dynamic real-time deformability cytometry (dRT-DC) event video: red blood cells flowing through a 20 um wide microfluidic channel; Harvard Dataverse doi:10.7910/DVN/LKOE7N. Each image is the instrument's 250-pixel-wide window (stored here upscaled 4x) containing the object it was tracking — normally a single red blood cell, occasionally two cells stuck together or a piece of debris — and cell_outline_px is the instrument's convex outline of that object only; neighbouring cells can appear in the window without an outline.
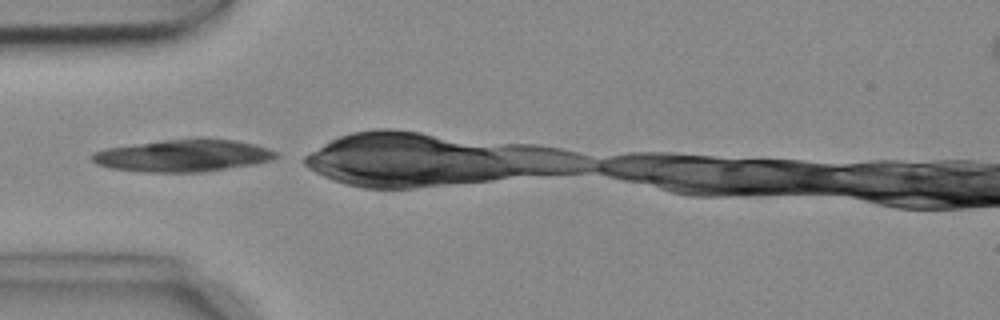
{"species": "common noctule bat (a hibernating species)", "species_latin": "Nyctalus noctula", "temperature_condition": "cold", "stored_images_in_passage": 2, "camera_frame_rate_fps": 3000, "um_per_image_px": 0.085, "animal": {"sex": "female", "body_mass_g": 18.4}, "frame": {"image": 1, "passage_image": 1, "time_ms": 0.0, "image_size_px": [1000, 320], "cell_outline_px": [[280, 156], [272, 160], [252, 164], [200, 172], [144, 172], [108, 168], [96, 164], [88, 156], [92, 152], [104, 148], [160, 140], [236, 140], [256, 144], [268, 148], [276, 152]], "centroid_in_image_um": [15.49, 13.24], "position_along_channel_um": 69.5, "area_um2": 34.22}}